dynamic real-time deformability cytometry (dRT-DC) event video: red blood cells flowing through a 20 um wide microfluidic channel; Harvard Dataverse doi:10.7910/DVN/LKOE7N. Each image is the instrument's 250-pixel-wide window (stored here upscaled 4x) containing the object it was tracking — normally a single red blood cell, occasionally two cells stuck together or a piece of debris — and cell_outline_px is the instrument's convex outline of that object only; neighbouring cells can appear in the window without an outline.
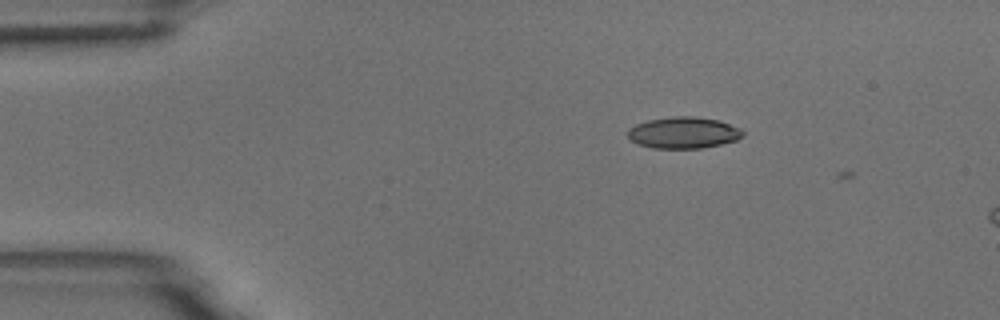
{"species": "common noctule bat (a hibernating species)", "species_latin": "Nyctalus noctula", "temperature_condition": "room temperature", "stored_images_in_passage": 5, "camera_frame_rate_fps": 3000, "um_per_image_px": 0.085, "animal": {"sex": "male", "body_mass_g": 18.8}, "frame": {"image": 1, "passage_image": 3, "time_ms": 0.667, "image_size_px": [1000, 320], "cell_outline_px": [[744, 136], [736, 140], [720, 144], [700, 148], [652, 148], [636, 144], [628, 136], [628, 128], [636, 124], [648, 120], [672, 116], [696, 116], [720, 120], [740, 128], [744, 132]], "centroid_in_image_um": [58.1, 11.27], "position_along_channel_um": 26.9, "area_um2": 21.21}}